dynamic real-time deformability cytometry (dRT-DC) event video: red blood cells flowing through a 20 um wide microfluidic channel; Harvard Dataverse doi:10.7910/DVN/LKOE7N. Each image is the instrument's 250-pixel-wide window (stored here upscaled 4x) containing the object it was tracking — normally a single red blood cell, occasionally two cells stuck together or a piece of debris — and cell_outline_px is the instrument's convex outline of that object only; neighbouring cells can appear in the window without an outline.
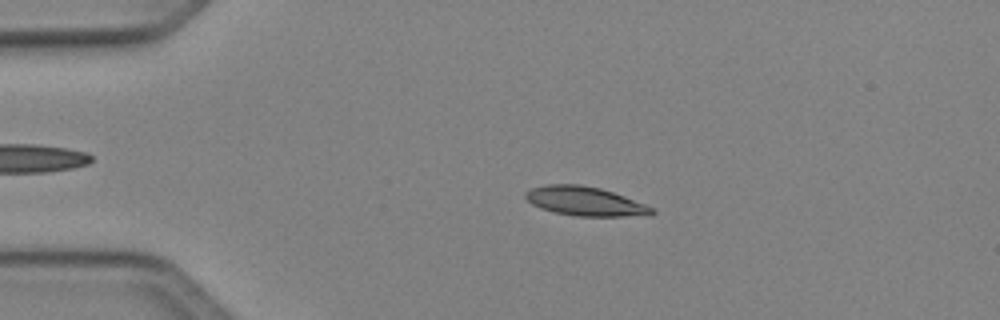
{"species": "Egyptian fruit bat (a non-hibernating species)", "species_latin": "Rousettus aegyptiacus", "temperature_condition": "cold", "stored_images_in_passage": 49, "camera_frame_rate_fps": 3000, "um_per_image_px": 0.085, "animal": {"sex": "female"}, "frame": {"image": 1, "passage_image": 10, "time_ms": 3.0, "image_size_px": [1000, 320], "cell_outline_px": [[656, 212], [652, 216], [576, 216], [556, 212], [540, 208], [532, 204], [524, 196], [524, 192], [532, 188], [548, 184], [580, 184], [600, 188], [624, 196], [656, 208]], "centroid_in_image_um": [49.78, 17.11], "position_along_channel_um": 35.2, "area_um2": 21.56}}
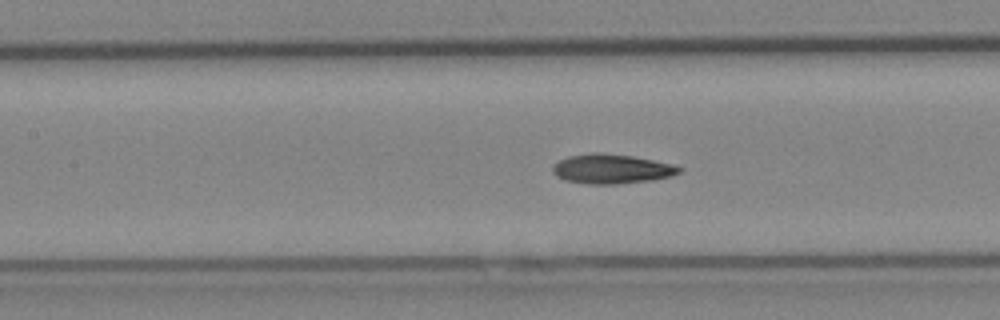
{"frame": {"image": 2, "passage_image": 22, "time_ms": 7.0, "image_size_px": [1000, 320], "cell_outline_px": [[684, 168], [680, 172], [672, 176], [652, 180], [616, 184], [592, 184], [564, 180], [556, 176], [552, 172], [552, 168], [560, 160], [568, 156], [592, 152], [600, 152], [632, 156], [672, 164]], "centroid_in_image_um": [51.99, 14.35], "position_along_channel_um": 155.4, "area_um2": 21.73}}
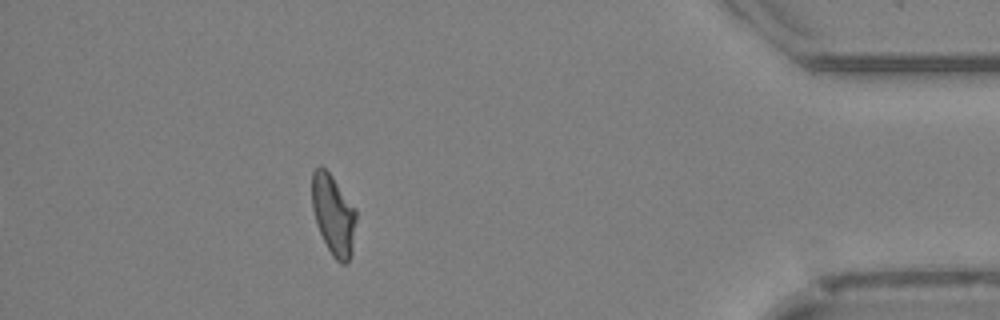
{"frame": {"image": 3, "passage_image": 44, "time_ms": 14.333, "image_size_px": [1000, 320], "cell_outline_px": [[356, 220], [352, 252], [348, 260], [344, 264], [340, 264], [332, 256], [316, 224], [312, 208], [312, 172], [320, 164], [332, 176], [356, 208]], "centroid_in_image_um": [28.34, 18.25], "position_along_channel_um": 406.9, "area_um2": 20.69}, "authors_computed_cell_mechanics": {"area_um2": 20.808, "velocity_mm_per_s": 4.0811, "shape_relaxation_time_tau1_ms": 5.9994, "shape_relaxation_time_tau2_ms": 3.9334, "deformation_change_tau1": 0.1795, "deformation_change_tau2": 0.0884}}